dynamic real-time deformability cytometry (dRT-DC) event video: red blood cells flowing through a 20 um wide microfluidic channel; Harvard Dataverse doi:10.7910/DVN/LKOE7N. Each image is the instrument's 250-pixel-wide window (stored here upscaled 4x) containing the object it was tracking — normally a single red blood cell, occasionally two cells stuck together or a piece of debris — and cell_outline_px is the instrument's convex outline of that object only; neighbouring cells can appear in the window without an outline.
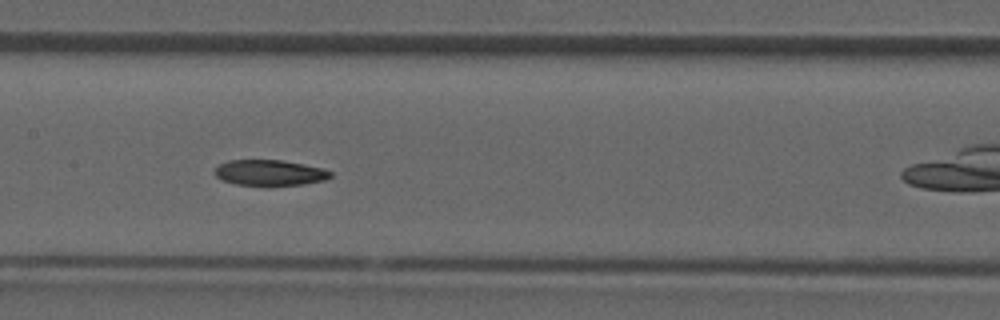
{"species": "common noctule bat (a hibernating species)", "species_latin": "Nyctalus noctula", "temperature_condition": "room temperature", "stored_images_in_passage": 28, "camera_frame_rate_fps": 3000, "um_per_image_px": 0.085, "animal": {"sex": "male", "forearm_length_mm": 52.5}, "frame": {"image": 1, "passage_image": 12, "time_ms": 3.667, "image_size_px": [1000, 320], "cell_outline_px": [[332, 176], [324, 180], [304, 184], [236, 184], [224, 180], [216, 176], [212, 172], [220, 164], [228, 160], [280, 160], [304, 164], [324, 168], [332, 172]], "centroid_in_image_um": [22.94, 14.66], "position_along_channel_um": 184.5, "area_um2": 16.99}}